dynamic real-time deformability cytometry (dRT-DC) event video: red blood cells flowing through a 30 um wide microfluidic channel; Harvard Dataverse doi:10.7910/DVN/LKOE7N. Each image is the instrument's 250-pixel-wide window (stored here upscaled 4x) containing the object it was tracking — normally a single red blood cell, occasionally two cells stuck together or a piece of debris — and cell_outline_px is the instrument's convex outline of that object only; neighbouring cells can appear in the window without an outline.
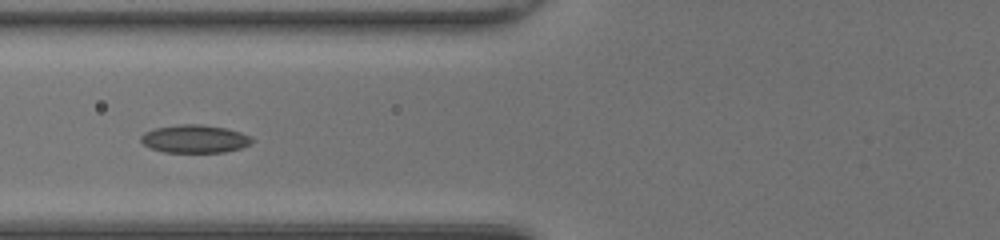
{"species": "common noctule bat (a hibernating species)", "species_latin": "Nyctalus noctula", "temperature_condition": "room temperature", "stored_images_in_passage": 34, "camera_frame_rate_fps": 3000, "um_per_image_px": 0.085, "animal": {"sex": "female", "body_mass_g": 20.0, "forearm_length_mm": 54.0}, "frame": {"image": 1, "passage_image": 4, "time_ms": 1.0, "image_size_px": [1000, 240], "cell_outline_px": [[256, 140], [240, 148], [224, 152], [164, 152], [152, 148], [144, 144], [140, 140], [140, 136], [144, 132], [156, 128], [180, 124], [200, 124], [224, 128], [240, 132], [252, 136]], "centroid_in_image_um": [16.56, 11.8], "position_along_channel_um": 109.2, "area_um2": 18.03}}
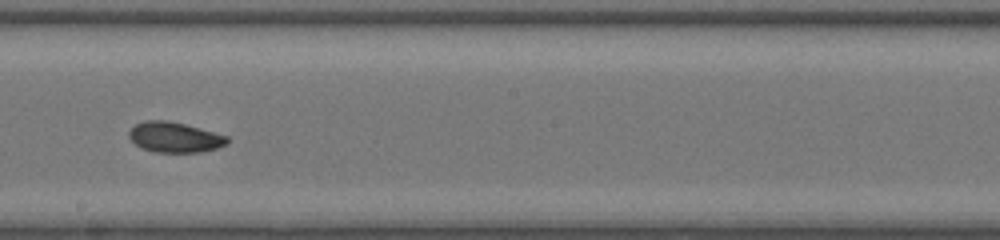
{"frame": {"image": 2, "passage_image": 13, "time_ms": 4.0, "image_size_px": [1000, 240], "cell_outline_px": [[228, 144], [216, 148], [200, 152], [156, 152], [140, 148], [128, 136], [128, 132], [136, 124], [144, 120], [168, 120], [184, 124], [228, 136]], "centroid_in_image_um": [14.83, 11.66], "position_along_channel_um": 233.4, "area_um2": 17.28}}
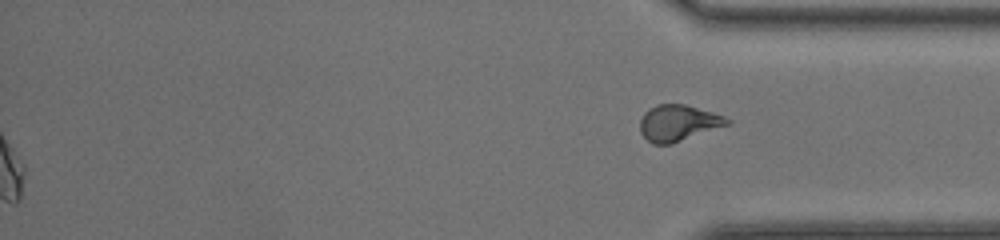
{"frame": {"image": 3, "passage_image": 34, "time_ms": 11.0, "image_size_px": [1000, 240], "cell_outline_px": [[732, 124], [672, 144], [652, 144], [640, 132], [640, 120], [644, 112], [648, 108], [656, 104], [684, 104], [712, 112], [724, 116], [732, 120]], "centroid_in_image_um": [57.67, 10.45], "position_along_channel_um": 377.5, "area_um2": 18.61}, "authors_computed_cell_mechanics": {"area_um2": 17.5423, "velocity_mm_per_s": 4.1321, "shape_relaxation_time_tau1_ms": 4.5719, "shape_relaxation_time_tau2_ms": 3.497, "deformation_change_tau1": 0.096, "deformation_change_tau2": 0.0714}}